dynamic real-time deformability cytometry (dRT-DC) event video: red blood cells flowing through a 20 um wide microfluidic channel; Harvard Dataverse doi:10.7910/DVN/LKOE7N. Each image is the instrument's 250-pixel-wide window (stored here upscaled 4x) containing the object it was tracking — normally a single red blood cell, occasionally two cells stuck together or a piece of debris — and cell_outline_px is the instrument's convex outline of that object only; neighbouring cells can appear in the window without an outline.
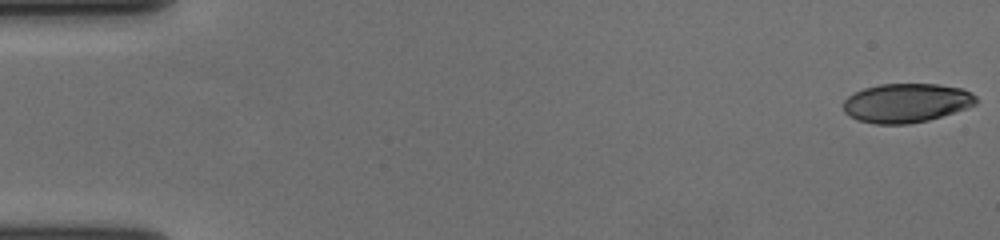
{"species": "human", "species_latin": "Homo sapiens", "temperature_condition": "cold", "stored_images_in_passage": 57, "camera_frame_rate_fps": 3000, "um_per_image_px": 0.085, "donor": {"sex": "female"}, "frame": {"image": 1, "passage_image": 1, "time_ms": 0.0, "image_size_px": [1000, 240], "cell_outline_px": [[976, 104], [968, 108], [928, 120], [908, 124], [876, 124], [856, 120], [848, 116], [844, 112], [844, 100], [848, 96], [864, 88], [880, 84], [940, 84], [964, 88], [972, 92], [976, 96]], "centroid_in_image_um": [77.06, 8.75], "position_along_channel_um": 7.9, "area_um2": 30.46}}
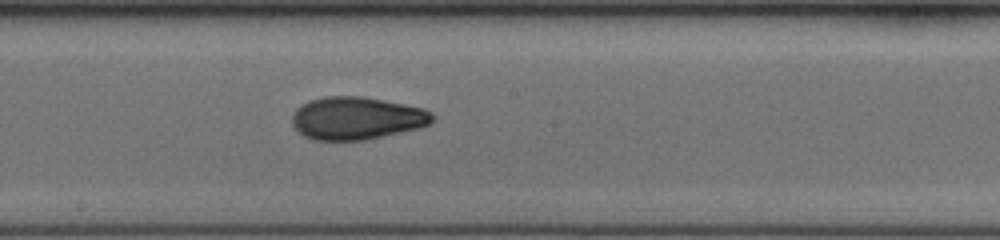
{"frame": {"image": 2, "passage_image": 32, "time_ms": 10.333, "image_size_px": [1000, 240], "cell_outline_px": [[436, 116], [432, 124], [420, 128], [364, 140], [312, 140], [304, 136], [292, 124], [292, 112], [300, 104], [308, 100], [324, 96], [364, 96], [424, 108], [432, 112]], "centroid_in_image_um": [30.33, 10.04], "position_along_channel_um": 217.9, "area_um2": 35.37}}
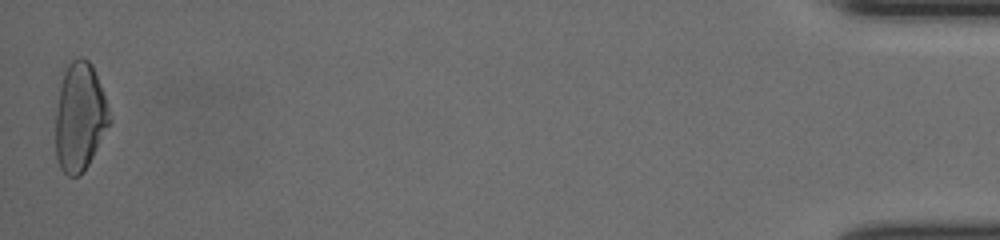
{"frame": {"image": 3, "passage_image": 57, "time_ms": 18.667, "image_size_px": [1000, 240], "cell_outline_px": [[112, 120], [84, 172], [80, 176], [68, 176], [60, 168], [56, 156], [56, 112], [60, 84], [64, 72], [68, 64], [72, 60], [80, 56], [88, 60], [92, 64], [108, 104], [112, 116]], "centroid_in_image_um": [6.8, 9.94], "position_along_channel_um": 428.4, "area_um2": 34.22}, "authors_computed_cell_mechanics": {"area_um2": 33.235, "velocity_mm_per_s": 3.6711, "shape_relaxation_time_tau1_ms": 7.654, "shape_relaxation_time_tau2_ms": 2.1384, "deformation_change_tau1": 0.2156, "deformation_change_tau2": 0.0773}}